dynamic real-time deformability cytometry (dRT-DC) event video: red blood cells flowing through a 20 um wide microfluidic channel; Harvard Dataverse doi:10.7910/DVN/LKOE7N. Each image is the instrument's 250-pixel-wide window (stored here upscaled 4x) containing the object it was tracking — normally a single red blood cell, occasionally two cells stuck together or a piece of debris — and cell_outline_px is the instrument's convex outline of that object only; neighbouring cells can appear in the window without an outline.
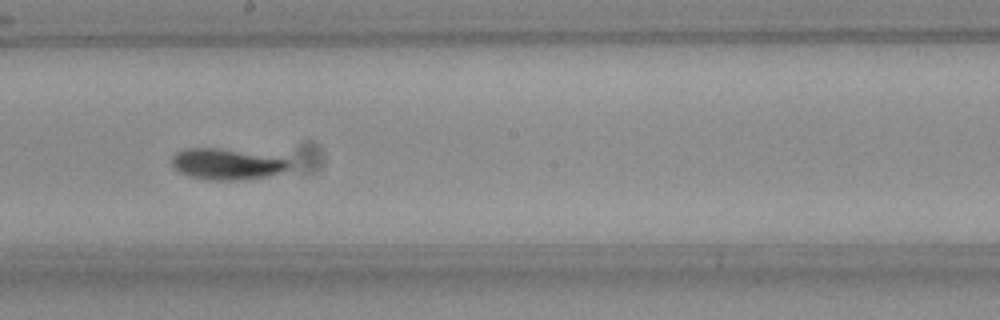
{"species": "Egyptian fruit bat (a non-hibernating species)", "species_latin": "Rousettus aegyptiacus", "temperature_condition": "room temperature", "stored_images_in_passage": 10, "camera_frame_rate_fps": 3000, "um_per_image_px": 0.085, "frame": {"image": 1, "passage_image": 9, "time_ms": 2.667, "image_size_px": [1000, 320], "cell_outline_px": [[292, 168], [268, 176], [232, 180], [208, 180], [188, 176], [180, 172], [172, 164], [172, 156], [176, 152], [188, 148], [216, 148], [288, 160], [292, 164]], "centroid_in_image_um": [19.23, 13.97], "position_along_channel_um": 229.0, "area_um2": 20.63}}
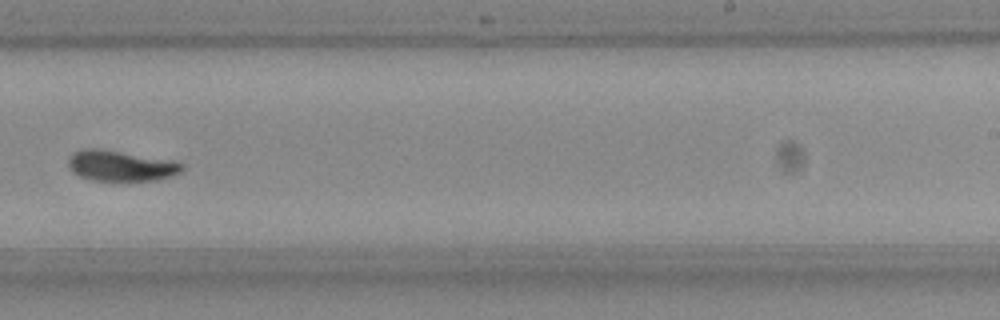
{"frame": {"image": 2, "passage_image": 10, "time_ms": 3.0, "image_size_px": [1000, 320], "cell_outline_px": [[184, 168], [180, 172], [156, 180], [92, 180], [80, 176], [72, 172], [68, 164], [68, 156], [72, 152], [84, 148], [100, 148], [176, 160], [184, 164]], "centroid_in_image_um": [10.25, 14.06], "position_along_channel_um": 278.7, "area_um2": 20.52}}